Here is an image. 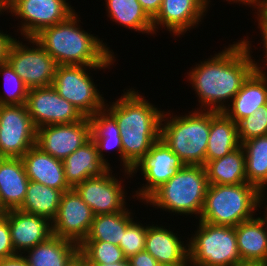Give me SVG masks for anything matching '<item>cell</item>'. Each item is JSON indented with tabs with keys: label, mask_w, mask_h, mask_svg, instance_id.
Listing matches in <instances>:
<instances>
[{
	"label": "cell",
	"mask_w": 267,
	"mask_h": 266,
	"mask_svg": "<svg viewBox=\"0 0 267 266\" xmlns=\"http://www.w3.org/2000/svg\"><path fill=\"white\" fill-rule=\"evenodd\" d=\"M247 36L210 54L208 59L200 60L186 72L188 76L185 77L197 94L199 108L195 107V110L224 112L255 70L257 59L252 55L255 49L251 45L254 41Z\"/></svg>",
	"instance_id": "cell-1"
},
{
	"label": "cell",
	"mask_w": 267,
	"mask_h": 266,
	"mask_svg": "<svg viewBox=\"0 0 267 266\" xmlns=\"http://www.w3.org/2000/svg\"><path fill=\"white\" fill-rule=\"evenodd\" d=\"M136 90L129 86L123 90L120 98L105 103V109L115 118L120 129L123 169L129 172L160 139L164 112V109L145 99L146 96Z\"/></svg>",
	"instance_id": "cell-2"
},
{
	"label": "cell",
	"mask_w": 267,
	"mask_h": 266,
	"mask_svg": "<svg viewBox=\"0 0 267 266\" xmlns=\"http://www.w3.org/2000/svg\"><path fill=\"white\" fill-rule=\"evenodd\" d=\"M75 11L66 20L42 29L35 40L58 65H115L114 51L98 35L82 29Z\"/></svg>",
	"instance_id": "cell-3"
},
{
	"label": "cell",
	"mask_w": 267,
	"mask_h": 266,
	"mask_svg": "<svg viewBox=\"0 0 267 266\" xmlns=\"http://www.w3.org/2000/svg\"><path fill=\"white\" fill-rule=\"evenodd\" d=\"M164 110L160 139L184 165H205L206 149L211 128V111L192 109L177 115ZM174 114V115H173Z\"/></svg>",
	"instance_id": "cell-4"
},
{
	"label": "cell",
	"mask_w": 267,
	"mask_h": 266,
	"mask_svg": "<svg viewBox=\"0 0 267 266\" xmlns=\"http://www.w3.org/2000/svg\"><path fill=\"white\" fill-rule=\"evenodd\" d=\"M209 183L205 166L184 165L143 203L174 215L199 219ZM162 209V210H161Z\"/></svg>",
	"instance_id": "cell-5"
},
{
	"label": "cell",
	"mask_w": 267,
	"mask_h": 266,
	"mask_svg": "<svg viewBox=\"0 0 267 266\" xmlns=\"http://www.w3.org/2000/svg\"><path fill=\"white\" fill-rule=\"evenodd\" d=\"M260 191L249 183L237 185L209 184L198 220L236 227L258 215Z\"/></svg>",
	"instance_id": "cell-6"
},
{
	"label": "cell",
	"mask_w": 267,
	"mask_h": 266,
	"mask_svg": "<svg viewBox=\"0 0 267 266\" xmlns=\"http://www.w3.org/2000/svg\"><path fill=\"white\" fill-rule=\"evenodd\" d=\"M197 229L187 236L191 266H239L235 227L213 225L198 220Z\"/></svg>",
	"instance_id": "cell-7"
},
{
	"label": "cell",
	"mask_w": 267,
	"mask_h": 266,
	"mask_svg": "<svg viewBox=\"0 0 267 266\" xmlns=\"http://www.w3.org/2000/svg\"><path fill=\"white\" fill-rule=\"evenodd\" d=\"M111 66L113 65H58L52 86L84 117H90L104 109L106 103L91 72L100 69L105 71Z\"/></svg>",
	"instance_id": "cell-8"
},
{
	"label": "cell",
	"mask_w": 267,
	"mask_h": 266,
	"mask_svg": "<svg viewBox=\"0 0 267 266\" xmlns=\"http://www.w3.org/2000/svg\"><path fill=\"white\" fill-rule=\"evenodd\" d=\"M22 39H14L6 61L29 89L52 85L58 67L57 62L34 37Z\"/></svg>",
	"instance_id": "cell-9"
},
{
	"label": "cell",
	"mask_w": 267,
	"mask_h": 266,
	"mask_svg": "<svg viewBox=\"0 0 267 266\" xmlns=\"http://www.w3.org/2000/svg\"><path fill=\"white\" fill-rule=\"evenodd\" d=\"M123 178L115 175L110 168L99 177H90L74 187L81 199L91 208L94 215L114 214L122 210H129L125 178H132L129 171L119 169ZM114 174V175H113ZM121 177V179H120ZM129 177V178H128ZM127 198V199H126Z\"/></svg>",
	"instance_id": "cell-10"
},
{
	"label": "cell",
	"mask_w": 267,
	"mask_h": 266,
	"mask_svg": "<svg viewBox=\"0 0 267 266\" xmlns=\"http://www.w3.org/2000/svg\"><path fill=\"white\" fill-rule=\"evenodd\" d=\"M67 1V2H66ZM68 0H15L3 12L15 16L19 36L34 37L42 29L66 20L76 10ZM21 22V23H20Z\"/></svg>",
	"instance_id": "cell-11"
},
{
	"label": "cell",
	"mask_w": 267,
	"mask_h": 266,
	"mask_svg": "<svg viewBox=\"0 0 267 266\" xmlns=\"http://www.w3.org/2000/svg\"><path fill=\"white\" fill-rule=\"evenodd\" d=\"M184 166L183 162L161 139L155 142L146 155L135 164L130 174L133 178L141 172L146 182L130 193V198H137L142 203L162 184L172 178L179 169ZM136 174V175H135ZM143 185V186H142Z\"/></svg>",
	"instance_id": "cell-12"
},
{
	"label": "cell",
	"mask_w": 267,
	"mask_h": 266,
	"mask_svg": "<svg viewBox=\"0 0 267 266\" xmlns=\"http://www.w3.org/2000/svg\"><path fill=\"white\" fill-rule=\"evenodd\" d=\"M36 145V128L25 104L0 105V157L21 158Z\"/></svg>",
	"instance_id": "cell-13"
},
{
	"label": "cell",
	"mask_w": 267,
	"mask_h": 266,
	"mask_svg": "<svg viewBox=\"0 0 267 266\" xmlns=\"http://www.w3.org/2000/svg\"><path fill=\"white\" fill-rule=\"evenodd\" d=\"M25 106L36 129L47 125L79 122L84 118L52 85L29 89Z\"/></svg>",
	"instance_id": "cell-14"
},
{
	"label": "cell",
	"mask_w": 267,
	"mask_h": 266,
	"mask_svg": "<svg viewBox=\"0 0 267 266\" xmlns=\"http://www.w3.org/2000/svg\"><path fill=\"white\" fill-rule=\"evenodd\" d=\"M211 4V0H163L159 12L152 19L154 35L165 29L174 38L185 36L204 22Z\"/></svg>",
	"instance_id": "cell-15"
},
{
	"label": "cell",
	"mask_w": 267,
	"mask_h": 266,
	"mask_svg": "<svg viewBox=\"0 0 267 266\" xmlns=\"http://www.w3.org/2000/svg\"><path fill=\"white\" fill-rule=\"evenodd\" d=\"M91 139V122L54 124L36 129V146L56 159L64 160Z\"/></svg>",
	"instance_id": "cell-16"
},
{
	"label": "cell",
	"mask_w": 267,
	"mask_h": 266,
	"mask_svg": "<svg viewBox=\"0 0 267 266\" xmlns=\"http://www.w3.org/2000/svg\"><path fill=\"white\" fill-rule=\"evenodd\" d=\"M94 214L74 188L63 193L52 221V234L80 245L87 237Z\"/></svg>",
	"instance_id": "cell-17"
},
{
	"label": "cell",
	"mask_w": 267,
	"mask_h": 266,
	"mask_svg": "<svg viewBox=\"0 0 267 266\" xmlns=\"http://www.w3.org/2000/svg\"><path fill=\"white\" fill-rule=\"evenodd\" d=\"M147 225L145 250L151 254L160 265L189 264L188 238L175 233L169 226L163 224Z\"/></svg>",
	"instance_id": "cell-18"
},
{
	"label": "cell",
	"mask_w": 267,
	"mask_h": 266,
	"mask_svg": "<svg viewBox=\"0 0 267 266\" xmlns=\"http://www.w3.org/2000/svg\"><path fill=\"white\" fill-rule=\"evenodd\" d=\"M8 222L16 254H23L53 235L52 222L40 215L12 209L8 212Z\"/></svg>",
	"instance_id": "cell-19"
},
{
	"label": "cell",
	"mask_w": 267,
	"mask_h": 266,
	"mask_svg": "<svg viewBox=\"0 0 267 266\" xmlns=\"http://www.w3.org/2000/svg\"><path fill=\"white\" fill-rule=\"evenodd\" d=\"M21 159L30 181L63 192L71 189L65 179L62 160L54 158L36 145L31 147Z\"/></svg>",
	"instance_id": "cell-20"
},
{
	"label": "cell",
	"mask_w": 267,
	"mask_h": 266,
	"mask_svg": "<svg viewBox=\"0 0 267 266\" xmlns=\"http://www.w3.org/2000/svg\"><path fill=\"white\" fill-rule=\"evenodd\" d=\"M267 104V72L254 70L243 82L224 113L236 124Z\"/></svg>",
	"instance_id": "cell-21"
},
{
	"label": "cell",
	"mask_w": 267,
	"mask_h": 266,
	"mask_svg": "<svg viewBox=\"0 0 267 266\" xmlns=\"http://www.w3.org/2000/svg\"><path fill=\"white\" fill-rule=\"evenodd\" d=\"M65 179L71 188L90 177H99L110 167L99 158L92 138L63 161Z\"/></svg>",
	"instance_id": "cell-22"
},
{
	"label": "cell",
	"mask_w": 267,
	"mask_h": 266,
	"mask_svg": "<svg viewBox=\"0 0 267 266\" xmlns=\"http://www.w3.org/2000/svg\"><path fill=\"white\" fill-rule=\"evenodd\" d=\"M22 255L28 266H68L79 256V245L52 235Z\"/></svg>",
	"instance_id": "cell-23"
},
{
	"label": "cell",
	"mask_w": 267,
	"mask_h": 266,
	"mask_svg": "<svg viewBox=\"0 0 267 266\" xmlns=\"http://www.w3.org/2000/svg\"><path fill=\"white\" fill-rule=\"evenodd\" d=\"M29 181L21 158L0 157V197L8 210L22 206Z\"/></svg>",
	"instance_id": "cell-24"
},
{
	"label": "cell",
	"mask_w": 267,
	"mask_h": 266,
	"mask_svg": "<svg viewBox=\"0 0 267 266\" xmlns=\"http://www.w3.org/2000/svg\"><path fill=\"white\" fill-rule=\"evenodd\" d=\"M235 234L243 263L267 262V223L261 215L238 224Z\"/></svg>",
	"instance_id": "cell-25"
},
{
	"label": "cell",
	"mask_w": 267,
	"mask_h": 266,
	"mask_svg": "<svg viewBox=\"0 0 267 266\" xmlns=\"http://www.w3.org/2000/svg\"><path fill=\"white\" fill-rule=\"evenodd\" d=\"M91 122V138L95 142L99 158L112 168L110 161L104 154L116 150L119 155L120 166L123 170V146L121 132L115 118L104 108L89 117ZM110 150V151H109Z\"/></svg>",
	"instance_id": "cell-26"
},
{
	"label": "cell",
	"mask_w": 267,
	"mask_h": 266,
	"mask_svg": "<svg viewBox=\"0 0 267 266\" xmlns=\"http://www.w3.org/2000/svg\"><path fill=\"white\" fill-rule=\"evenodd\" d=\"M240 146L237 124L224 112L211 111L206 163L221 158Z\"/></svg>",
	"instance_id": "cell-27"
},
{
	"label": "cell",
	"mask_w": 267,
	"mask_h": 266,
	"mask_svg": "<svg viewBox=\"0 0 267 266\" xmlns=\"http://www.w3.org/2000/svg\"><path fill=\"white\" fill-rule=\"evenodd\" d=\"M106 16L117 26L141 34L154 35L152 19L141 7L138 0H104Z\"/></svg>",
	"instance_id": "cell-28"
},
{
	"label": "cell",
	"mask_w": 267,
	"mask_h": 266,
	"mask_svg": "<svg viewBox=\"0 0 267 266\" xmlns=\"http://www.w3.org/2000/svg\"><path fill=\"white\" fill-rule=\"evenodd\" d=\"M204 166L209 184L237 185L247 183L245 153L241 146L221 158L208 161Z\"/></svg>",
	"instance_id": "cell-29"
},
{
	"label": "cell",
	"mask_w": 267,
	"mask_h": 266,
	"mask_svg": "<svg viewBox=\"0 0 267 266\" xmlns=\"http://www.w3.org/2000/svg\"><path fill=\"white\" fill-rule=\"evenodd\" d=\"M122 210L114 214L94 215L89 233L84 241H105L120 244L127 226L136 218L135 212Z\"/></svg>",
	"instance_id": "cell-30"
},
{
	"label": "cell",
	"mask_w": 267,
	"mask_h": 266,
	"mask_svg": "<svg viewBox=\"0 0 267 266\" xmlns=\"http://www.w3.org/2000/svg\"><path fill=\"white\" fill-rule=\"evenodd\" d=\"M241 147L245 153L247 183L259 191L267 189V135L246 140Z\"/></svg>",
	"instance_id": "cell-31"
},
{
	"label": "cell",
	"mask_w": 267,
	"mask_h": 266,
	"mask_svg": "<svg viewBox=\"0 0 267 266\" xmlns=\"http://www.w3.org/2000/svg\"><path fill=\"white\" fill-rule=\"evenodd\" d=\"M63 193L62 190L29 181L25 199L19 210L46 217L52 222L57 214Z\"/></svg>",
	"instance_id": "cell-32"
},
{
	"label": "cell",
	"mask_w": 267,
	"mask_h": 266,
	"mask_svg": "<svg viewBox=\"0 0 267 266\" xmlns=\"http://www.w3.org/2000/svg\"><path fill=\"white\" fill-rule=\"evenodd\" d=\"M79 256L85 264H113L127 260L118 245L105 241H83L79 245Z\"/></svg>",
	"instance_id": "cell-33"
},
{
	"label": "cell",
	"mask_w": 267,
	"mask_h": 266,
	"mask_svg": "<svg viewBox=\"0 0 267 266\" xmlns=\"http://www.w3.org/2000/svg\"><path fill=\"white\" fill-rule=\"evenodd\" d=\"M0 76L5 88V91H0V105L25 104L29 88L7 61L0 64Z\"/></svg>",
	"instance_id": "cell-34"
},
{
	"label": "cell",
	"mask_w": 267,
	"mask_h": 266,
	"mask_svg": "<svg viewBox=\"0 0 267 266\" xmlns=\"http://www.w3.org/2000/svg\"><path fill=\"white\" fill-rule=\"evenodd\" d=\"M137 218L138 217L127 226L119 244V247L122 249L127 259L145 250L147 224H143V222L141 223L140 221L138 222Z\"/></svg>",
	"instance_id": "cell-35"
},
{
	"label": "cell",
	"mask_w": 267,
	"mask_h": 266,
	"mask_svg": "<svg viewBox=\"0 0 267 266\" xmlns=\"http://www.w3.org/2000/svg\"><path fill=\"white\" fill-rule=\"evenodd\" d=\"M240 142L267 135V104L237 123Z\"/></svg>",
	"instance_id": "cell-36"
},
{
	"label": "cell",
	"mask_w": 267,
	"mask_h": 266,
	"mask_svg": "<svg viewBox=\"0 0 267 266\" xmlns=\"http://www.w3.org/2000/svg\"><path fill=\"white\" fill-rule=\"evenodd\" d=\"M16 255L8 222V214L0 218V259Z\"/></svg>",
	"instance_id": "cell-37"
},
{
	"label": "cell",
	"mask_w": 267,
	"mask_h": 266,
	"mask_svg": "<svg viewBox=\"0 0 267 266\" xmlns=\"http://www.w3.org/2000/svg\"><path fill=\"white\" fill-rule=\"evenodd\" d=\"M252 11H255V19H257L255 22H257L259 31H267V0H259L252 7Z\"/></svg>",
	"instance_id": "cell-38"
},
{
	"label": "cell",
	"mask_w": 267,
	"mask_h": 266,
	"mask_svg": "<svg viewBox=\"0 0 267 266\" xmlns=\"http://www.w3.org/2000/svg\"><path fill=\"white\" fill-rule=\"evenodd\" d=\"M128 261L130 266H160L157 260L146 250L131 256Z\"/></svg>",
	"instance_id": "cell-39"
},
{
	"label": "cell",
	"mask_w": 267,
	"mask_h": 266,
	"mask_svg": "<svg viewBox=\"0 0 267 266\" xmlns=\"http://www.w3.org/2000/svg\"><path fill=\"white\" fill-rule=\"evenodd\" d=\"M14 37L10 33H4L3 30H0V64L6 62L9 48L14 41Z\"/></svg>",
	"instance_id": "cell-40"
},
{
	"label": "cell",
	"mask_w": 267,
	"mask_h": 266,
	"mask_svg": "<svg viewBox=\"0 0 267 266\" xmlns=\"http://www.w3.org/2000/svg\"><path fill=\"white\" fill-rule=\"evenodd\" d=\"M163 0H138L143 10L153 19L159 12Z\"/></svg>",
	"instance_id": "cell-41"
},
{
	"label": "cell",
	"mask_w": 267,
	"mask_h": 266,
	"mask_svg": "<svg viewBox=\"0 0 267 266\" xmlns=\"http://www.w3.org/2000/svg\"><path fill=\"white\" fill-rule=\"evenodd\" d=\"M260 40H262L260 43H257L258 45H260L261 43L263 44V53H264V59L259 57L258 61H255V69L258 71H261L263 73H266V68H267V31H260ZM261 59L260 63L259 60ZM262 62V64H261ZM264 63V64H263ZM264 65V66H263Z\"/></svg>",
	"instance_id": "cell-42"
},
{
	"label": "cell",
	"mask_w": 267,
	"mask_h": 266,
	"mask_svg": "<svg viewBox=\"0 0 267 266\" xmlns=\"http://www.w3.org/2000/svg\"><path fill=\"white\" fill-rule=\"evenodd\" d=\"M0 266H28L22 254L0 259Z\"/></svg>",
	"instance_id": "cell-43"
},
{
	"label": "cell",
	"mask_w": 267,
	"mask_h": 266,
	"mask_svg": "<svg viewBox=\"0 0 267 266\" xmlns=\"http://www.w3.org/2000/svg\"><path fill=\"white\" fill-rule=\"evenodd\" d=\"M267 189H264L262 191H260V196H259V208H260V212L259 214H261V209L264 210V214H262L263 218L265 219L266 223H267ZM265 205V207H263ZM262 206V207H261Z\"/></svg>",
	"instance_id": "cell-44"
},
{
	"label": "cell",
	"mask_w": 267,
	"mask_h": 266,
	"mask_svg": "<svg viewBox=\"0 0 267 266\" xmlns=\"http://www.w3.org/2000/svg\"><path fill=\"white\" fill-rule=\"evenodd\" d=\"M224 2L227 1V3L229 4H242V6H249V7H253L259 0H223Z\"/></svg>",
	"instance_id": "cell-45"
},
{
	"label": "cell",
	"mask_w": 267,
	"mask_h": 266,
	"mask_svg": "<svg viewBox=\"0 0 267 266\" xmlns=\"http://www.w3.org/2000/svg\"><path fill=\"white\" fill-rule=\"evenodd\" d=\"M87 266H130L128 259L123 262L109 263V264H86Z\"/></svg>",
	"instance_id": "cell-46"
},
{
	"label": "cell",
	"mask_w": 267,
	"mask_h": 266,
	"mask_svg": "<svg viewBox=\"0 0 267 266\" xmlns=\"http://www.w3.org/2000/svg\"><path fill=\"white\" fill-rule=\"evenodd\" d=\"M15 0H0V13H2Z\"/></svg>",
	"instance_id": "cell-47"
},
{
	"label": "cell",
	"mask_w": 267,
	"mask_h": 266,
	"mask_svg": "<svg viewBox=\"0 0 267 266\" xmlns=\"http://www.w3.org/2000/svg\"><path fill=\"white\" fill-rule=\"evenodd\" d=\"M8 212H9V210L3 204L1 197H0V218L7 216Z\"/></svg>",
	"instance_id": "cell-48"
},
{
	"label": "cell",
	"mask_w": 267,
	"mask_h": 266,
	"mask_svg": "<svg viewBox=\"0 0 267 266\" xmlns=\"http://www.w3.org/2000/svg\"><path fill=\"white\" fill-rule=\"evenodd\" d=\"M239 266H267V262L241 263Z\"/></svg>",
	"instance_id": "cell-49"
},
{
	"label": "cell",
	"mask_w": 267,
	"mask_h": 266,
	"mask_svg": "<svg viewBox=\"0 0 267 266\" xmlns=\"http://www.w3.org/2000/svg\"><path fill=\"white\" fill-rule=\"evenodd\" d=\"M68 266H80V256H78L73 262H71Z\"/></svg>",
	"instance_id": "cell-50"
},
{
	"label": "cell",
	"mask_w": 267,
	"mask_h": 266,
	"mask_svg": "<svg viewBox=\"0 0 267 266\" xmlns=\"http://www.w3.org/2000/svg\"><path fill=\"white\" fill-rule=\"evenodd\" d=\"M160 266H191L190 264H178V265H160Z\"/></svg>",
	"instance_id": "cell-51"
},
{
	"label": "cell",
	"mask_w": 267,
	"mask_h": 266,
	"mask_svg": "<svg viewBox=\"0 0 267 266\" xmlns=\"http://www.w3.org/2000/svg\"><path fill=\"white\" fill-rule=\"evenodd\" d=\"M80 266H87L85 261L80 257Z\"/></svg>",
	"instance_id": "cell-52"
}]
</instances>
